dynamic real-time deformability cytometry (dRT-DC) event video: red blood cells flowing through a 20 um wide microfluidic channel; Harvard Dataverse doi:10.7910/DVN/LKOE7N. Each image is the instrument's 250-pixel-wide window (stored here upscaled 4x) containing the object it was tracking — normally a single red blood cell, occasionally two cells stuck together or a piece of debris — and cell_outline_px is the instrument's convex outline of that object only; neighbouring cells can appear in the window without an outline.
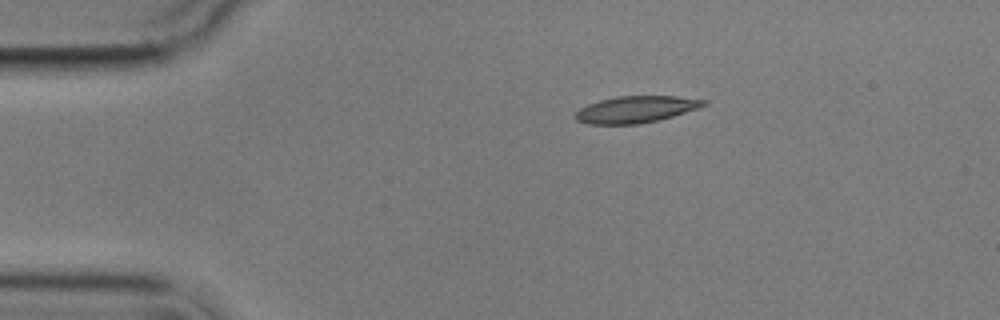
{"species": "common noctule bat (a hibernating species)", "species_latin": "Nyctalus noctula", "temperature_condition": "cold", "stored_images_in_passage": 4, "camera_frame_rate_fps": 3000, "um_per_image_px": 0.085, "animal": {"sex": "male", "body_mass_g": 17.9}, "frame": {"image": 1, "passage_image": 1, "time_ms": 0.0, "image_size_px": [1000, 320], "cell_outline_px": [[708, 104], [700, 108], [672, 116], [640, 124], [588, 124], [576, 120], [576, 112], [580, 108], [588, 104], [600, 100], [616, 96], [676, 96], [708, 100]], "centroid_in_image_um": [54.08, 9.29], "position_along_channel_um": 30.9, "area_um2": 19.94}}
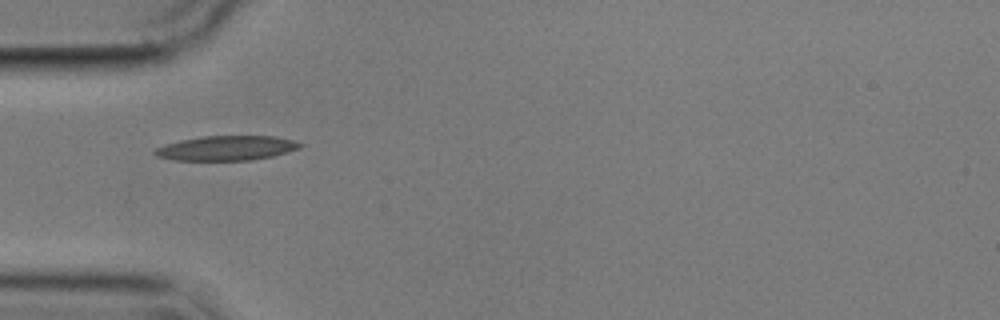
{"frame": {"image": 2, "passage_image": 3, "time_ms": 2.333, "image_size_px": [1000, 320], "cell_outline_px": [[304, 144], [300, 148], [272, 156], [252, 160], [172, 160], [156, 156], [152, 152], [156, 148], [164, 144], [180, 140], [204, 136], [276, 136], [292, 140]], "centroid_in_image_um": [19.23, 12.59], "position_along_channel_um": 65.8, "area_um2": 20.87}}
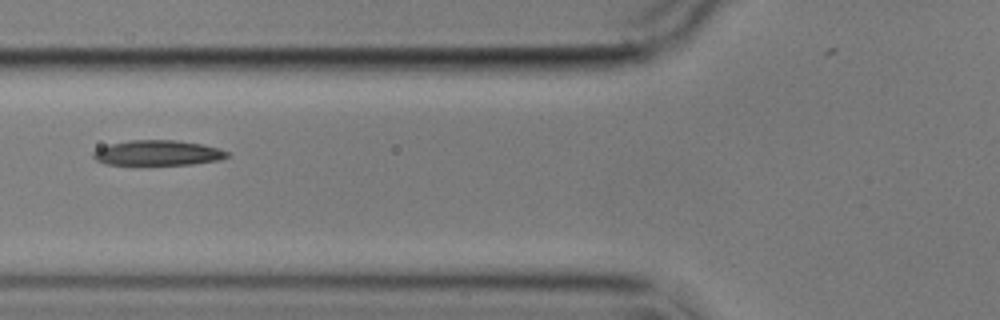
{"frame": {"image": 3, "passage_image": 4, "time_ms": 3.667, "image_size_px": [1000, 320], "cell_outline_px": [[228, 156], [220, 160], [192, 164], [108, 164], [96, 160], [92, 156], [92, 152], [96, 148], [128, 140], [176, 140], [204, 144], [220, 148], [228, 152]], "centroid_in_image_um": [13.42, 12.98], "position_along_channel_um": 112.4, "area_um2": 19.59}}